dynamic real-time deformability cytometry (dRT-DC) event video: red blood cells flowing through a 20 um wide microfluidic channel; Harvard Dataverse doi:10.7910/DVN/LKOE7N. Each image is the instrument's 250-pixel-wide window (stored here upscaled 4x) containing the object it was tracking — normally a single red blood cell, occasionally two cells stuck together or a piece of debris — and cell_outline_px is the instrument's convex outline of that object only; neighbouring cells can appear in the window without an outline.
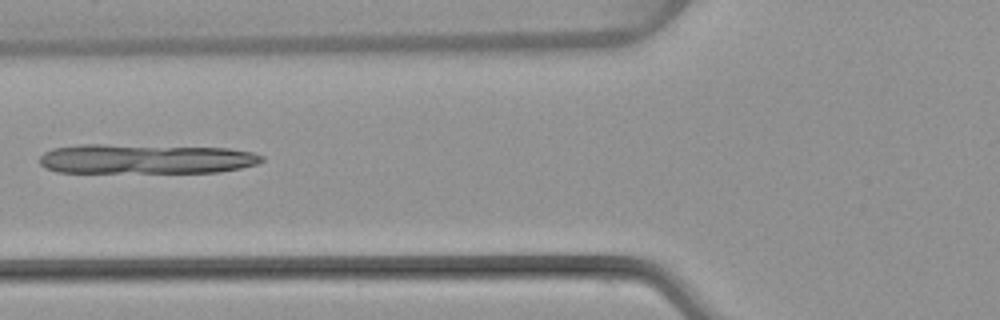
{"species": "common noctule bat (a hibernating species)", "species_latin": "Nyctalus noctula", "temperature_condition": "warm", "stored_images_in_passage": 48, "camera_frame_rate_fps": 3000, "um_per_image_px": 0.085, "animal": {"sex": "female", "body_mass_g": 22.7, "forearm_length_mm": 54.2}, "frame": {"image": 1, "passage_image": 18, "time_ms": 5.667, "image_size_px": [1000, 320], "cell_outline_px": [[264, 160], [256, 164], [240, 168], [220, 172], [56, 172], [44, 168], [40, 164], [40, 156], [44, 152], [52, 148], [80, 144], [104, 144], [228, 148], [252, 152], [264, 156]], "centroid_in_image_um": [12.35, 13.5], "position_along_channel_um": 113.4, "area_um2": 38.67}}
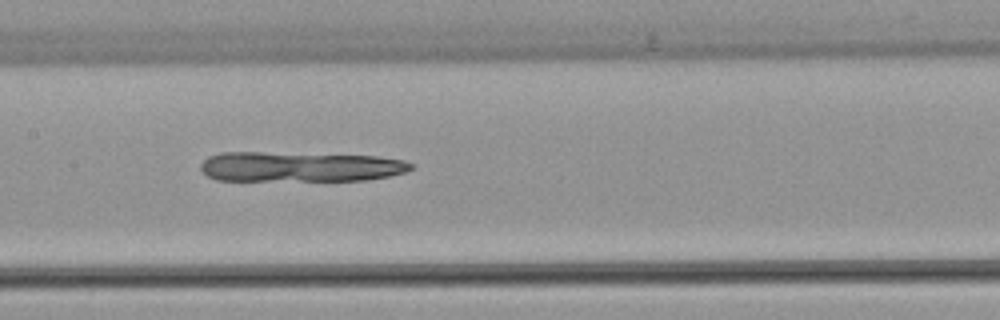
{"frame": {"image": 2, "passage_image": 23, "time_ms": 7.333, "image_size_px": [1000, 320], "cell_outline_px": [[412, 168], [404, 172], [388, 176], [368, 180], [216, 180], [208, 176], [200, 168], [200, 164], [208, 156], [220, 152], [260, 152], [376, 156], [404, 160], [412, 164]], "centroid_in_image_um": [25.46, 14.17], "position_along_channel_um": 181.9, "area_um2": 36.65}}
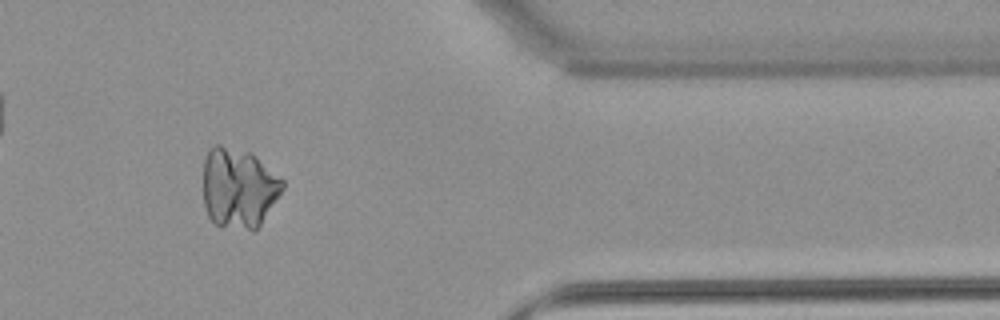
{"frame": {"image": 3, "passage_image": 40, "time_ms": 13.0, "image_size_px": [1000, 320], "cell_outline_px": [[284, 188], [260, 224], [252, 232], [216, 224], [208, 216], [204, 208], [204, 160], [212, 144], [220, 144], [252, 152], [284, 180]], "centroid_in_image_um": [20.28, 15.95], "position_along_channel_um": 391.1, "area_um2": 37.34}}